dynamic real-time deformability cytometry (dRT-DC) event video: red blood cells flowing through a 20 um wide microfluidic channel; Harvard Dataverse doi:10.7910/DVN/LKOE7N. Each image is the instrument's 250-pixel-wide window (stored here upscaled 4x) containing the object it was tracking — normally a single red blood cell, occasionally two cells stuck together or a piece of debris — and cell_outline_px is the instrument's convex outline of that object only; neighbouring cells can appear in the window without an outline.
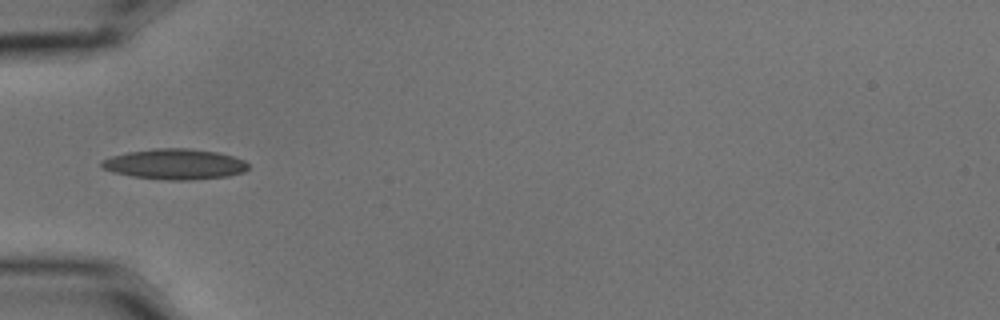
{"species": "common noctule bat (a hibernating species)", "species_latin": "Nyctalus noctula", "temperature_condition": "cold", "stored_images_in_passage": 7, "camera_frame_rate_fps": 3000, "um_per_image_px": 0.085, "animal": {"sex": "male", "body_mass_g": 15.6}, "frame": {"image": 1, "passage_image": 5, "time_ms": 1.333, "image_size_px": [1000, 320], "cell_outline_px": [[248, 168], [244, 172], [228, 176], [192, 180], [164, 180], [132, 176], [112, 172], [104, 168], [100, 164], [100, 160], [112, 156], [128, 152], [156, 148], [188, 148], [216, 152], [232, 156], [244, 160], [248, 164]], "centroid_in_image_um": [14.86, 13.96], "position_along_channel_um": 70.1, "area_um2": 26.07}}
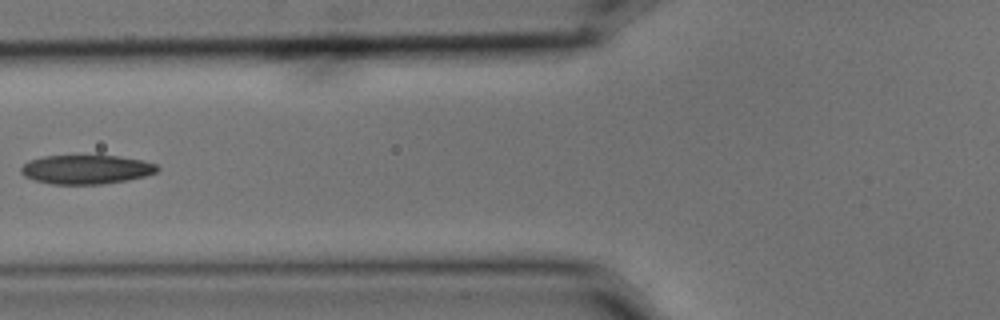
{"frame": {"image": 2, "passage_image": 6, "time_ms": 1.667, "image_size_px": [1000, 320], "cell_outline_px": [[160, 168], [156, 172], [144, 176], [128, 180], [100, 184], [52, 184], [36, 180], [24, 176], [20, 172], [20, 168], [28, 160], [44, 156], [76, 152], [116, 156], [144, 160], [156, 164]], "centroid_in_image_um": [7.3, 14.35], "position_along_channel_um": 118.5, "area_um2": 24.04}}
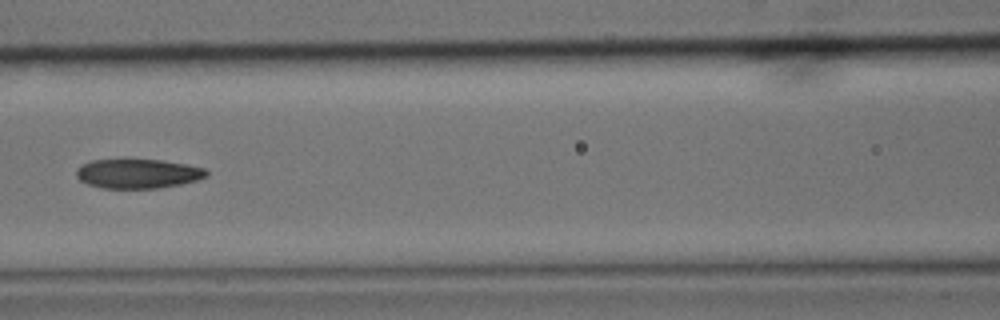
{"frame": {"image": 3, "passage_image": 7, "time_ms": 2.0, "image_size_px": [1000, 320], "cell_outline_px": [[208, 176], [196, 180], [180, 184], [156, 188], [100, 188], [88, 184], [80, 180], [76, 176], [76, 168], [80, 164], [88, 160], [124, 156], [128, 156], [160, 160], [188, 164], [204, 168], [208, 172]], "centroid_in_image_um": [11.63, 14.69], "position_along_channel_um": 155.0, "area_um2": 23.41}}